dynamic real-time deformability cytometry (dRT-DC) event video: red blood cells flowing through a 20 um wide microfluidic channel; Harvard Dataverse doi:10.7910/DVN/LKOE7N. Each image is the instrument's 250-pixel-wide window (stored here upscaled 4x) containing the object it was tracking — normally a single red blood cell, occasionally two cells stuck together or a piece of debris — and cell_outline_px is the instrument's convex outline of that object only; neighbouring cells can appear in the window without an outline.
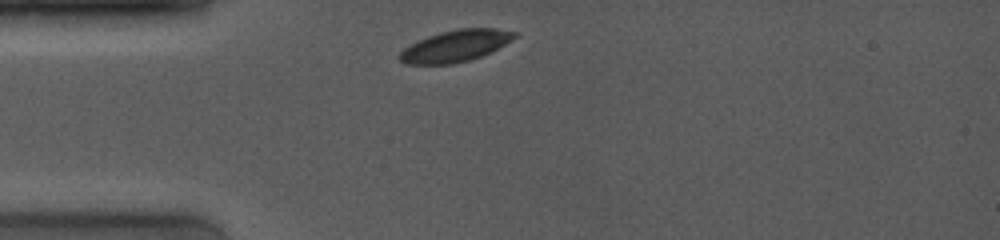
{"species": "common noctule bat (a hibernating species)", "species_latin": "Nyctalus noctula", "temperature_condition": "room temperature", "stored_images_in_passage": 57, "camera_frame_rate_fps": 4000, "um_per_image_px": 0.085, "animal": {"sex": "female", "body_mass_g": 19.0, "forearm_length_mm": 53.3}, "frame": {"image": 1, "passage_image": 1, "time_ms": 0.0, "image_size_px": [1000, 240], "cell_outline_px": [[520, 32], [512, 40], [480, 56], [468, 60], [452, 64], [404, 64], [396, 56], [404, 48], [428, 36], [440, 32], [456, 28], [496, 28]], "centroid_in_image_um": [38.7, 3.89], "position_along_channel_um": 46.3, "area_um2": 21.04}}
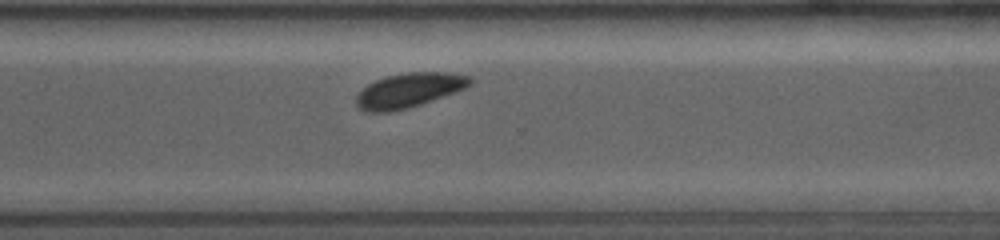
{"frame": {"image": 2, "passage_image": 43, "time_ms": 7.75, "image_size_px": [1000, 240], "cell_outline_px": [[472, 84], [464, 88], [420, 104], [408, 108], [388, 112], [368, 112], [360, 108], [356, 104], [356, 96], [368, 84], [376, 80], [388, 76], [408, 72], [448, 72], [468, 76], [472, 80]], "centroid_in_image_um": [34.74, 7.67], "position_along_channel_um": 335.9, "area_um2": 22.43}}
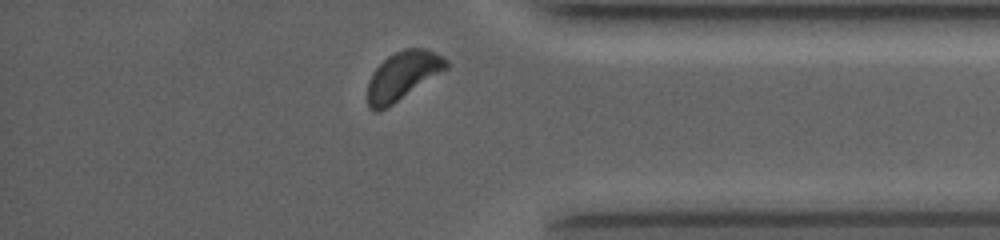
{"frame": {"image": 3, "passage_image": 53, "time_ms": 9.5, "image_size_px": [1000, 240], "cell_outline_px": [[448, 68], [380, 112], [376, 112], [368, 108], [368, 80], [372, 72], [388, 56], [404, 48], [428, 48], [448, 60]], "centroid_in_image_um": [34.22, 6.43], "position_along_channel_um": 401.0, "area_um2": 22.08}, "authors_computed_cell_mechanics": {"area_um2": 22.4842, "velocity_mm_per_s": 3.9517, "shape_relaxation_time_tau1_ms": 7.7371, "shape_relaxation_time_tau2_ms": 4.335, "deformation_change_tau1": 0.1618, "deformation_change_tau2": 0.0683}}